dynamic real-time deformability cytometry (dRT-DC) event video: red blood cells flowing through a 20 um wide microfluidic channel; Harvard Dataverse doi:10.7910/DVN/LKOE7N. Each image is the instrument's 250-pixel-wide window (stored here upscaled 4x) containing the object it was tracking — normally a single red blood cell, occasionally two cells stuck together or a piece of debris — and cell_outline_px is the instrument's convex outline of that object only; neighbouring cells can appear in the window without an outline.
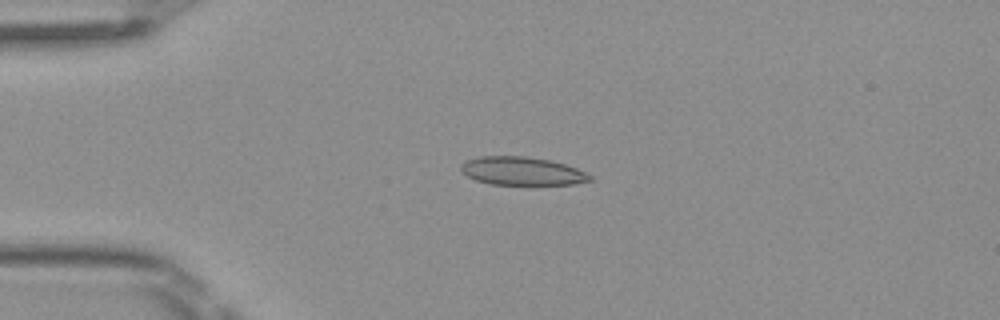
{"species": "Egyptian fruit bat (a non-hibernating species)", "species_latin": "Rousettus aegyptiacus", "temperature_condition": "room temperature", "stored_images_in_passage": 6, "camera_frame_rate_fps": 3000, "um_per_image_px": 0.085, "frame": {"image": 1, "passage_image": 4, "time_ms": 1.0, "image_size_px": [1000, 320], "cell_outline_px": [[592, 180], [572, 184], [492, 184], [476, 180], [468, 176], [460, 168], [460, 164], [468, 160], [480, 156], [524, 156], [548, 160], [564, 164], [576, 168], [592, 176]], "centroid_in_image_um": [44.36, 14.53], "position_along_channel_um": 40.6, "area_um2": 20.87}}
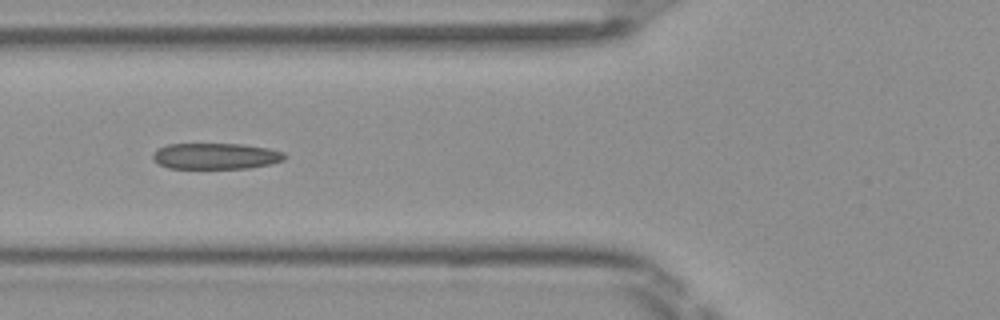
{"frame": {"image": 2, "passage_image": 6, "time_ms": 1.667, "image_size_px": [1000, 320], "cell_outline_px": [[288, 156], [284, 160], [272, 164], [248, 168], [168, 168], [160, 164], [152, 156], [152, 152], [156, 148], [168, 144], [244, 144], [268, 148], [284, 152]], "centroid_in_image_um": [18.37, 13.26], "position_along_channel_um": 107.4, "area_um2": 20.17}}